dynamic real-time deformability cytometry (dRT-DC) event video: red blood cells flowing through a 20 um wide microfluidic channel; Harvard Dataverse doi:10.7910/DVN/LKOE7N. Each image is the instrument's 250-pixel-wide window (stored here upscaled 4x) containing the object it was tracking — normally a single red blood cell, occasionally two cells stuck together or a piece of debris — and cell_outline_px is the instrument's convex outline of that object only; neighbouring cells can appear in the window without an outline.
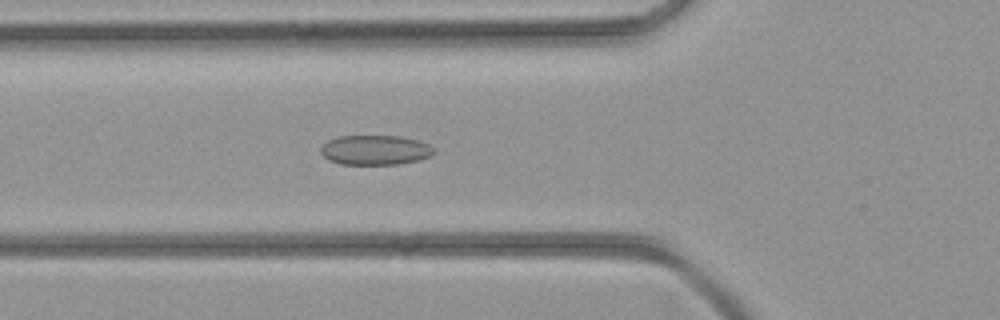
{"species": "common noctule bat (a hibernating species)", "species_latin": "Nyctalus noctula", "temperature_condition": "room temperature", "stored_images_in_passage": 28, "camera_frame_rate_fps": 3000, "um_per_image_px": 0.085, "animal": {"sex": "female", "body_mass_g": 21.9}, "frame": {"image": 1, "passage_image": 5, "time_ms": 1.333, "image_size_px": [1000, 320], "cell_outline_px": [[436, 152], [428, 156], [416, 160], [396, 164], [340, 164], [328, 160], [320, 152], [320, 148], [328, 140], [336, 136], [400, 136], [420, 140], [428, 144]], "centroid_in_image_um": [31.85, 12.74], "position_along_channel_um": 93.9, "area_um2": 19.54}}
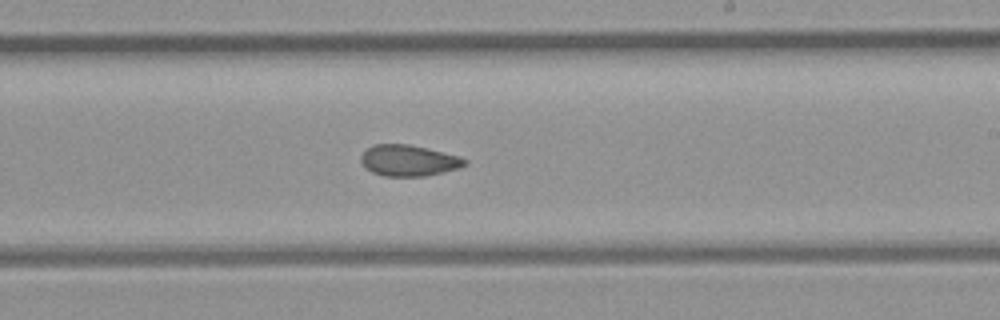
{"frame": {"image": 2, "passage_image": 15, "time_ms": 4.667, "image_size_px": [1000, 320], "cell_outline_px": [[468, 164], [460, 168], [424, 176], [384, 176], [372, 172], [364, 168], [360, 160], [360, 156], [372, 144], [408, 144], [428, 148], [460, 156], [468, 160]], "centroid_in_image_um": [34.74, 13.64], "position_along_channel_um": 254.3, "area_um2": 19.02}}
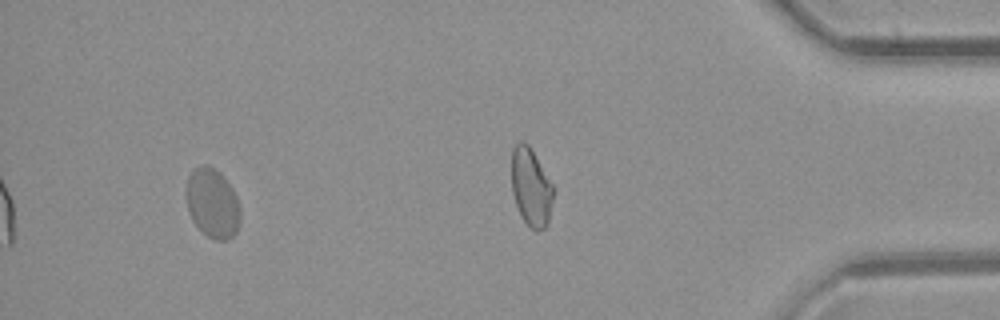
{"frame": {"image": 3, "passage_image": 25, "time_ms": 8.0, "image_size_px": [1000, 320], "cell_outline_px": [[240, 224], [236, 232], [228, 240], [212, 240], [192, 220], [188, 208], [188, 176], [192, 168], [200, 164], [208, 164], [220, 172], [232, 188], [236, 196], [240, 208]], "centroid_in_image_um": [18.09, 17.26], "position_along_channel_um": 417.1, "area_um2": 21.79}}